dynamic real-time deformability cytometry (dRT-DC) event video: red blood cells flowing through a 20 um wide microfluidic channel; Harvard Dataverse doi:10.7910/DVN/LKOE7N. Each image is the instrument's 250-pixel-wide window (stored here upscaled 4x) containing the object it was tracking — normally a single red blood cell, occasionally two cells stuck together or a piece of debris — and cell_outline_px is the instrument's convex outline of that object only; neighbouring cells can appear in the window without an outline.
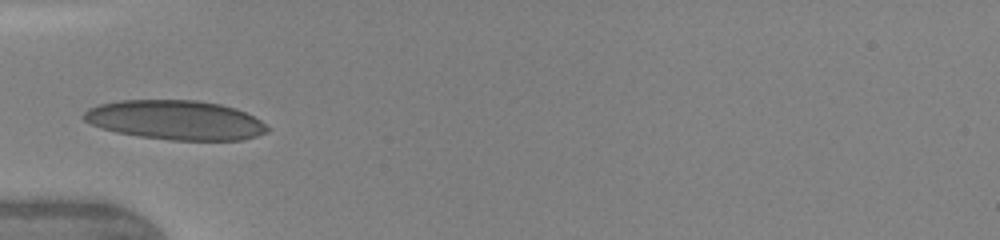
{"species": "human", "species_latin": "Homo sapiens", "temperature_condition": "warm", "stored_images_in_passage": 37, "camera_frame_rate_fps": 3000, "um_per_image_px": 0.085, "donor": {"sex": "female"}, "frame": {"image": 1, "passage_image": 1, "time_ms": 0.0, "image_size_px": [1000, 240], "cell_outline_px": [[268, 132], [244, 140], [172, 140], [140, 136], [116, 132], [100, 128], [84, 120], [80, 116], [88, 108], [100, 104], [120, 100], [196, 100], [220, 104], [236, 108], [260, 120], [268, 128]], "centroid_in_image_um": [14.9, 10.2], "position_along_channel_um": 70.1, "area_um2": 42.14}}